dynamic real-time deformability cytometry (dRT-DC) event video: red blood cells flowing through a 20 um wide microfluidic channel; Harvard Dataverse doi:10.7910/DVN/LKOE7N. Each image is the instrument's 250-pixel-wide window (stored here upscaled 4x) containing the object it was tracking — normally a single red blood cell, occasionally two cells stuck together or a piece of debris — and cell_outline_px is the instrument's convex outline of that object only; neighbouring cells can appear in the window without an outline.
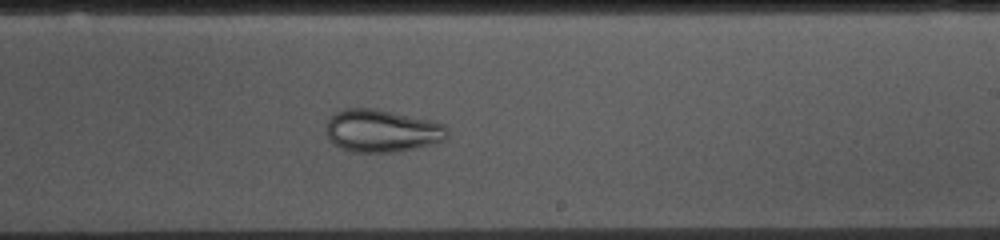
{"species": "common noctule bat (a hibernating species)", "species_latin": "Nyctalus noctula", "temperature_condition": "cold", "stored_images_in_passage": 54, "camera_frame_rate_fps": 3000, "um_per_image_px": 0.085, "animal": {"sex": "female", "body_mass_g": 10.0, "forearm_length_mm": 53.1}, "frame": {"image": 1, "passage_image": 31, "time_ms": 10.0, "image_size_px": [1000, 240], "cell_outline_px": [[448, 140], [396, 152], [352, 152], [340, 148], [328, 136], [324, 124], [328, 116], [344, 108], [376, 108], [428, 120], [444, 124], [448, 128]], "centroid_in_image_um": [32.44, 11.11], "position_along_channel_um": 256.6, "area_um2": 30.29}}
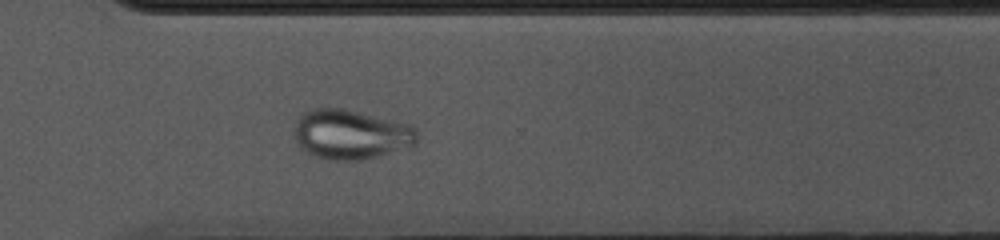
{"frame": {"image": 2, "passage_image": 38, "time_ms": 12.333, "image_size_px": [1000, 240], "cell_outline_px": [[416, 144], [376, 156], [356, 160], [328, 160], [316, 156], [300, 148], [296, 136], [296, 120], [300, 112], [316, 108], [344, 108], [412, 124], [416, 128]], "centroid_in_image_um": [29.82, 11.39], "position_along_channel_um": 340.8, "area_um2": 35.37}}
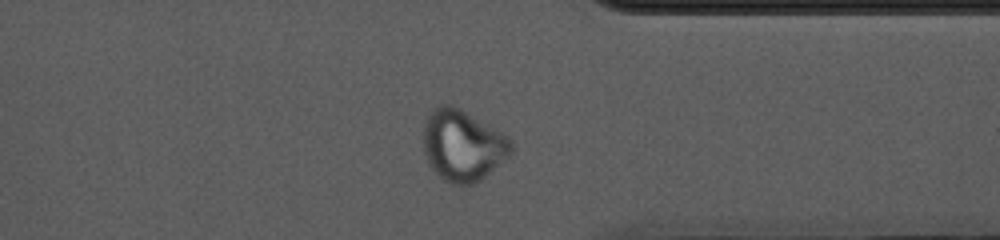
{"frame": {"image": 3, "passage_image": 41, "time_ms": 13.333, "image_size_px": [1000, 240], "cell_outline_px": [[512, 152], [508, 156], [476, 184], [452, 184], [444, 180], [428, 164], [424, 152], [424, 120], [428, 112], [432, 108], [444, 104], [452, 104], [460, 108], [508, 136], [512, 140]], "centroid_in_image_um": [39.31, 12.34], "position_along_channel_um": 372.1, "area_um2": 36.47}}